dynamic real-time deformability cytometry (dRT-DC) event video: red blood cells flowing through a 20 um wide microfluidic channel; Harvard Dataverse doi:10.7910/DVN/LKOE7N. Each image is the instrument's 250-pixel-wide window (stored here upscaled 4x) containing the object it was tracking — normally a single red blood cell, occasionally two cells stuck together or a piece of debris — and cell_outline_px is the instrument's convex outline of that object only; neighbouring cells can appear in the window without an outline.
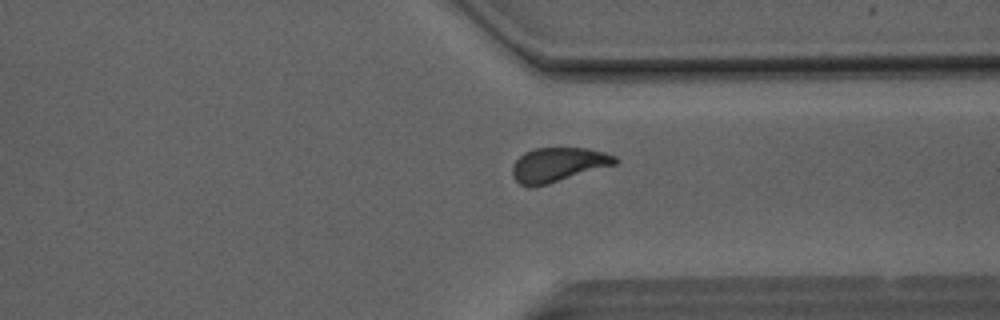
{"species": "Egyptian fruit bat (a non-hibernating species)", "species_latin": "Rousettus aegyptiacus", "temperature_condition": "room temperature", "stored_images_in_passage": 39, "camera_frame_rate_fps": 3000, "um_per_image_px": 0.085, "animal": {"sex": "male"}, "frame": {"image": 1, "passage_image": 36, "time_ms": 11.667, "image_size_px": [1000, 320], "cell_outline_px": [[620, 160], [616, 164], [548, 184], [528, 188], [520, 184], [512, 176], [512, 168], [516, 160], [524, 152], [532, 148], [588, 148], [604, 152], [616, 156]], "centroid_in_image_um": [47.43, 14.0], "position_along_channel_um": 364.0, "area_um2": 20.63}}